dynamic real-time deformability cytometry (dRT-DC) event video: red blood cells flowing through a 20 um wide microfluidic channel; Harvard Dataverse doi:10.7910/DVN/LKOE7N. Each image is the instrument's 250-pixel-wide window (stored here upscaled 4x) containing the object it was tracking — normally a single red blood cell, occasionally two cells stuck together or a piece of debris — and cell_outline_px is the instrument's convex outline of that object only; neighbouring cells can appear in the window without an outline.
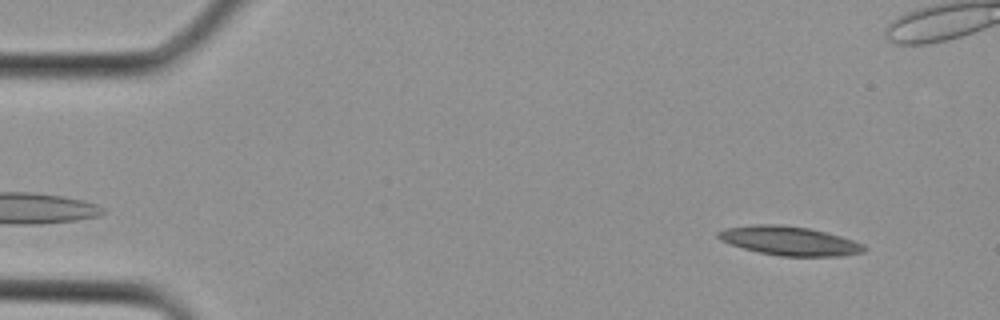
{"species": "Egyptian fruit bat (a non-hibernating species)", "species_latin": "Rousettus aegyptiacus", "temperature_condition": "cold", "stored_images_in_passage": 2, "camera_frame_rate_fps": 3000, "um_per_image_px": 0.085, "animal": {"sex": "female"}, "frame": {"image": 1, "passage_image": 2, "time_ms": 0.333, "image_size_px": [1000, 320], "cell_outline_px": [[868, 248], [864, 252], [840, 256], [780, 256], [760, 252], [744, 248], [720, 240], [716, 236], [716, 232], [724, 228], [752, 224], [780, 224], [808, 228], [840, 236], [864, 244]], "centroid_in_image_um": [67.09, 20.46], "position_along_channel_um": 17.9, "area_um2": 24.62}}